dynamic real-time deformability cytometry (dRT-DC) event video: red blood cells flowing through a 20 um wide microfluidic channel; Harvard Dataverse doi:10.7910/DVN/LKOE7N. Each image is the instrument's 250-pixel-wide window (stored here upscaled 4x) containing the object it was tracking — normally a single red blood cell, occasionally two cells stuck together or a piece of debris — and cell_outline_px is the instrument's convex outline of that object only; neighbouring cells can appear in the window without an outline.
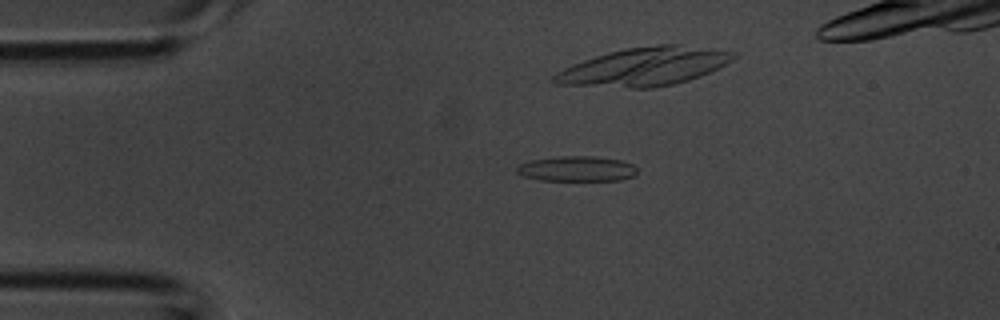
{"species": "common noctule bat (a hibernating species)", "species_latin": "Nyctalus noctula", "temperature_condition": "room temperature", "stored_images_in_passage": 5, "camera_frame_rate_fps": 3000, "um_per_image_px": 0.085, "animal": {"sex": "male", "body_mass_g": 20.1, "forearm_length_mm": 53.5}, "frame": {"image": 1, "passage_image": 3, "time_ms": 0.667, "image_size_px": [1000, 320], "cell_outline_px": [[636, 176], [620, 180], [540, 180], [524, 176], [516, 172], [516, 168], [520, 164], [528, 160], [560, 156], [596, 156], [620, 160], [632, 164], [636, 168]], "centroid_in_image_um": [49.03, 14.34], "position_along_channel_um": 36.0, "area_um2": 17.74}}